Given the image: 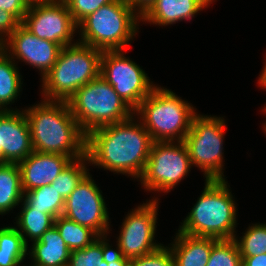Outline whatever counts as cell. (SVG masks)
Segmentation results:
<instances>
[{
	"label": "cell",
	"mask_w": 266,
	"mask_h": 266,
	"mask_svg": "<svg viewBox=\"0 0 266 266\" xmlns=\"http://www.w3.org/2000/svg\"><path fill=\"white\" fill-rule=\"evenodd\" d=\"M105 125L86 135L89 163L111 172L140 179L152 146L150 134L137 116Z\"/></svg>",
	"instance_id": "6da1fadb"
},
{
	"label": "cell",
	"mask_w": 266,
	"mask_h": 266,
	"mask_svg": "<svg viewBox=\"0 0 266 266\" xmlns=\"http://www.w3.org/2000/svg\"><path fill=\"white\" fill-rule=\"evenodd\" d=\"M33 150L65 155L76 160L86 155V134L66 101L41 100L24 109Z\"/></svg>",
	"instance_id": "7a4b0ae2"
},
{
	"label": "cell",
	"mask_w": 266,
	"mask_h": 266,
	"mask_svg": "<svg viewBox=\"0 0 266 266\" xmlns=\"http://www.w3.org/2000/svg\"><path fill=\"white\" fill-rule=\"evenodd\" d=\"M225 180H205V187L178 231L193 236L234 239L236 202Z\"/></svg>",
	"instance_id": "3957f363"
},
{
	"label": "cell",
	"mask_w": 266,
	"mask_h": 266,
	"mask_svg": "<svg viewBox=\"0 0 266 266\" xmlns=\"http://www.w3.org/2000/svg\"><path fill=\"white\" fill-rule=\"evenodd\" d=\"M191 103L173 91L156 86L134 111L153 142L184 141L193 117L197 114Z\"/></svg>",
	"instance_id": "277c9868"
},
{
	"label": "cell",
	"mask_w": 266,
	"mask_h": 266,
	"mask_svg": "<svg viewBox=\"0 0 266 266\" xmlns=\"http://www.w3.org/2000/svg\"><path fill=\"white\" fill-rule=\"evenodd\" d=\"M102 52L79 42L63 47L52 69L41 78L43 100L67 101L80 87L97 78Z\"/></svg>",
	"instance_id": "5b68a950"
},
{
	"label": "cell",
	"mask_w": 266,
	"mask_h": 266,
	"mask_svg": "<svg viewBox=\"0 0 266 266\" xmlns=\"http://www.w3.org/2000/svg\"><path fill=\"white\" fill-rule=\"evenodd\" d=\"M139 21L141 17L126 0H115L77 24L81 32L77 42L102 51L125 50L139 30Z\"/></svg>",
	"instance_id": "8992f818"
},
{
	"label": "cell",
	"mask_w": 266,
	"mask_h": 266,
	"mask_svg": "<svg viewBox=\"0 0 266 266\" xmlns=\"http://www.w3.org/2000/svg\"><path fill=\"white\" fill-rule=\"evenodd\" d=\"M66 102L86 135L96 128L124 121L134 114V110L100 75L80 87Z\"/></svg>",
	"instance_id": "52a82bcc"
},
{
	"label": "cell",
	"mask_w": 266,
	"mask_h": 266,
	"mask_svg": "<svg viewBox=\"0 0 266 266\" xmlns=\"http://www.w3.org/2000/svg\"><path fill=\"white\" fill-rule=\"evenodd\" d=\"M223 117L196 114L185 136L192 166L204 172L205 180H225L223 174Z\"/></svg>",
	"instance_id": "ba28073f"
},
{
	"label": "cell",
	"mask_w": 266,
	"mask_h": 266,
	"mask_svg": "<svg viewBox=\"0 0 266 266\" xmlns=\"http://www.w3.org/2000/svg\"><path fill=\"white\" fill-rule=\"evenodd\" d=\"M191 166L183 141L153 142L139 180L147 191L168 193L187 176Z\"/></svg>",
	"instance_id": "9c48e42d"
},
{
	"label": "cell",
	"mask_w": 266,
	"mask_h": 266,
	"mask_svg": "<svg viewBox=\"0 0 266 266\" xmlns=\"http://www.w3.org/2000/svg\"><path fill=\"white\" fill-rule=\"evenodd\" d=\"M124 50H104L100 59V76L104 78L121 99L134 111L152 92V84L146 72L126 58Z\"/></svg>",
	"instance_id": "30bf717a"
},
{
	"label": "cell",
	"mask_w": 266,
	"mask_h": 266,
	"mask_svg": "<svg viewBox=\"0 0 266 266\" xmlns=\"http://www.w3.org/2000/svg\"><path fill=\"white\" fill-rule=\"evenodd\" d=\"M22 24L38 38L57 43L62 48L77 43L73 42L77 24L64 0L30 3Z\"/></svg>",
	"instance_id": "8fae6325"
},
{
	"label": "cell",
	"mask_w": 266,
	"mask_h": 266,
	"mask_svg": "<svg viewBox=\"0 0 266 266\" xmlns=\"http://www.w3.org/2000/svg\"><path fill=\"white\" fill-rule=\"evenodd\" d=\"M148 201L132 209L123 219L116 242L123 256L128 259L149 254L163 245L154 241L159 208L158 198Z\"/></svg>",
	"instance_id": "7c38bea8"
},
{
	"label": "cell",
	"mask_w": 266,
	"mask_h": 266,
	"mask_svg": "<svg viewBox=\"0 0 266 266\" xmlns=\"http://www.w3.org/2000/svg\"><path fill=\"white\" fill-rule=\"evenodd\" d=\"M104 198L88 173L65 199L63 216L90 228L98 236L108 235L110 220Z\"/></svg>",
	"instance_id": "4fadbf2b"
},
{
	"label": "cell",
	"mask_w": 266,
	"mask_h": 266,
	"mask_svg": "<svg viewBox=\"0 0 266 266\" xmlns=\"http://www.w3.org/2000/svg\"><path fill=\"white\" fill-rule=\"evenodd\" d=\"M11 58L22 60L41 72L43 78L56 63L62 47L46 39L38 38L22 23L0 45Z\"/></svg>",
	"instance_id": "5bb4252c"
},
{
	"label": "cell",
	"mask_w": 266,
	"mask_h": 266,
	"mask_svg": "<svg viewBox=\"0 0 266 266\" xmlns=\"http://www.w3.org/2000/svg\"><path fill=\"white\" fill-rule=\"evenodd\" d=\"M0 150H3L4 164H18L34 151L24 110L5 111L1 115Z\"/></svg>",
	"instance_id": "9a60e30c"
},
{
	"label": "cell",
	"mask_w": 266,
	"mask_h": 266,
	"mask_svg": "<svg viewBox=\"0 0 266 266\" xmlns=\"http://www.w3.org/2000/svg\"><path fill=\"white\" fill-rule=\"evenodd\" d=\"M72 160L65 155L33 151L18 163L23 192L50 185Z\"/></svg>",
	"instance_id": "2e32d148"
},
{
	"label": "cell",
	"mask_w": 266,
	"mask_h": 266,
	"mask_svg": "<svg viewBox=\"0 0 266 266\" xmlns=\"http://www.w3.org/2000/svg\"><path fill=\"white\" fill-rule=\"evenodd\" d=\"M214 0H156L141 16L142 22L167 26L190 20Z\"/></svg>",
	"instance_id": "e0dca14e"
},
{
	"label": "cell",
	"mask_w": 266,
	"mask_h": 266,
	"mask_svg": "<svg viewBox=\"0 0 266 266\" xmlns=\"http://www.w3.org/2000/svg\"><path fill=\"white\" fill-rule=\"evenodd\" d=\"M219 239L177 232L170 246L176 266H206L212 246Z\"/></svg>",
	"instance_id": "ac0fdd59"
},
{
	"label": "cell",
	"mask_w": 266,
	"mask_h": 266,
	"mask_svg": "<svg viewBox=\"0 0 266 266\" xmlns=\"http://www.w3.org/2000/svg\"><path fill=\"white\" fill-rule=\"evenodd\" d=\"M28 254L37 266H67L70 250L59 234L56 226L48 229L40 238L32 242Z\"/></svg>",
	"instance_id": "d6986e66"
},
{
	"label": "cell",
	"mask_w": 266,
	"mask_h": 266,
	"mask_svg": "<svg viewBox=\"0 0 266 266\" xmlns=\"http://www.w3.org/2000/svg\"><path fill=\"white\" fill-rule=\"evenodd\" d=\"M21 173L17 163L0 164V215L22 203Z\"/></svg>",
	"instance_id": "ffe728a7"
},
{
	"label": "cell",
	"mask_w": 266,
	"mask_h": 266,
	"mask_svg": "<svg viewBox=\"0 0 266 266\" xmlns=\"http://www.w3.org/2000/svg\"><path fill=\"white\" fill-rule=\"evenodd\" d=\"M22 76L15 60L0 48V107L5 111H14L7 105L14 103L22 89Z\"/></svg>",
	"instance_id": "44dd1931"
},
{
	"label": "cell",
	"mask_w": 266,
	"mask_h": 266,
	"mask_svg": "<svg viewBox=\"0 0 266 266\" xmlns=\"http://www.w3.org/2000/svg\"><path fill=\"white\" fill-rule=\"evenodd\" d=\"M22 210L16 219V229L22 235L24 242L28 245V239L34 242L52 226H54V218L47 213L40 212L38 209H31L22 200Z\"/></svg>",
	"instance_id": "7402d4cb"
},
{
	"label": "cell",
	"mask_w": 266,
	"mask_h": 266,
	"mask_svg": "<svg viewBox=\"0 0 266 266\" xmlns=\"http://www.w3.org/2000/svg\"><path fill=\"white\" fill-rule=\"evenodd\" d=\"M23 201L31 209L50 214L54 219L63 215L65 199L51 184L24 192Z\"/></svg>",
	"instance_id": "603a6c76"
},
{
	"label": "cell",
	"mask_w": 266,
	"mask_h": 266,
	"mask_svg": "<svg viewBox=\"0 0 266 266\" xmlns=\"http://www.w3.org/2000/svg\"><path fill=\"white\" fill-rule=\"evenodd\" d=\"M54 225L70 251L83 249L98 237L90 228L82 226L63 215L54 220Z\"/></svg>",
	"instance_id": "cb8c5ba5"
},
{
	"label": "cell",
	"mask_w": 266,
	"mask_h": 266,
	"mask_svg": "<svg viewBox=\"0 0 266 266\" xmlns=\"http://www.w3.org/2000/svg\"><path fill=\"white\" fill-rule=\"evenodd\" d=\"M86 163L90 164L86 155L72 160L51 183V186L55 188L64 199L74 191L77 185L89 173Z\"/></svg>",
	"instance_id": "d4e9b609"
},
{
	"label": "cell",
	"mask_w": 266,
	"mask_h": 266,
	"mask_svg": "<svg viewBox=\"0 0 266 266\" xmlns=\"http://www.w3.org/2000/svg\"><path fill=\"white\" fill-rule=\"evenodd\" d=\"M244 235L234 237L241 257H253L266 254V223H255L247 228Z\"/></svg>",
	"instance_id": "484cf974"
},
{
	"label": "cell",
	"mask_w": 266,
	"mask_h": 266,
	"mask_svg": "<svg viewBox=\"0 0 266 266\" xmlns=\"http://www.w3.org/2000/svg\"><path fill=\"white\" fill-rule=\"evenodd\" d=\"M206 266H242V258L235 239H219L212 246Z\"/></svg>",
	"instance_id": "4316f807"
},
{
	"label": "cell",
	"mask_w": 266,
	"mask_h": 266,
	"mask_svg": "<svg viewBox=\"0 0 266 266\" xmlns=\"http://www.w3.org/2000/svg\"><path fill=\"white\" fill-rule=\"evenodd\" d=\"M102 256V236H98L87 247L71 251L67 266H101Z\"/></svg>",
	"instance_id": "83f0119b"
},
{
	"label": "cell",
	"mask_w": 266,
	"mask_h": 266,
	"mask_svg": "<svg viewBox=\"0 0 266 266\" xmlns=\"http://www.w3.org/2000/svg\"><path fill=\"white\" fill-rule=\"evenodd\" d=\"M129 266H176L170 247L160 248L146 255L130 259Z\"/></svg>",
	"instance_id": "f1b7e54d"
},
{
	"label": "cell",
	"mask_w": 266,
	"mask_h": 266,
	"mask_svg": "<svg viewBox=\"0 0 266 266\" xmlns=\"http://www.w3.org/2000/svg\"><path fill=\"white\" fill-rule=\"evenodd\" d=\"M73 21L78 24L89 14L97 11L101 6L110 4L115 0H64Z\"/></svg>",
	"instance_id": "f546056e"
},
{
	"label": "cell",
	"mask_w": 266,
	"mask_h": 266,
	"mask_svg": "<svg viewBox=\"0 0 266 266\" xmlns=\"http://www.w3.org/2000/svg\"><path fill=\"white\" fill-rule=\"evenodd\" d=\"M0 250L11 252H27L28 245L16 227L0 228Z\"/></svg>",
	"instance_id": "4dcf8cb0"
},
{
	"label": "cell",
	"mask_w": 266,
	"mask_h": 266,
	"mask_svg": "<svg viewBox=\"0 0 266 266\" xmlns=\"http://www.w3.org/2000/svg\"><path fill=\"white\" fill-rule=\"evenodd\" d=\"M107 235L102 236V265L101 266H129L130 259L123 256L122 251L117 243V249L110 246Z\"/></svg>",
	"instance_id": "1f68e13d"
},
{
	"label": "cell",
	"mask_w": 266,
	"mask_h": 266,
	"mask_svg": "<svg viewBox=\"0 0 266 266\" xmlns=\"http://www.w3.org/2000/svg\"><path fill=\"white\" fill-rule=\"evenodd\" d=\"M20 24L21 22L13 14L0 10V45Z\"/></svg>",
	"instance_id": "d6a6232c"
},
{
	"label": "cell",
	"mask_w": 266,
	"mask_h": 266,
	"mask_svg": "<svg viewBox=\"0 0 266 266\" xmlns=\"http://www.w3.org/2000/svg\"><path fill=\"white\" fill-rule=\"evenodd\" d=\"M29 4L28 0H0V10L13 14L22 23Z\"/></svg>",
	"instance_id": "836d02e7"
},
{
	"label": "cell",
	"mask_w": 266,
	"mask_h": 266,
	"mask_svg": "<svg viewBox=\"0 0 266 266\" xmlns=\"http://www.w3.org/2000/svg\"><path fill=\"white\" fill-rule=\"evenodd\" d=\"M27 252H11L0 250V266H19L23 263Z\"/></svg>",
	"instance_id": "e575fe53"
},
{
	"label": "cell",
	"mask_w": 266,
	"mask_h": 266,
	"mask_svg": "<svg viewBox=\"0 0 266 266\" xmlns=\"http://www.w3.org/2000/svg\"><path fill=\"white\" fill-rule=\"evenodd\" d=\"M132 9L141 17L156 0H126Z\"/></svg>",
	"instance_id": "d590c367"
},
{
	"label": "cell",
	"mask_w": 266,
	"mask_h": 266,
	"mask_svg": "<svg viewBox=\"0 0 266 266\" xmlns=\"http://www.w3.org/2000/svg\"><path fill=\"white\" fill-rule=\"evenodd\" d=\"M242 266H266V254L253 257H241Z\"/></svg>",
	"instance_id": "8d00e7d4"
},
{
	"label": "cell",
	"mask_w": 266,
	"mask_h": 266,
	"mask_svg": "<svg viewBox=\"0 0 266 266\" xmlns=\"http://www.w3.org/2000/svg\"><path fill=\"white\" fill-rule=\"evenodd\" d=\"M266 60V59H265ZM264 68L262 70V72L260 73V77L258 79V83L260 84V87H262L263 89H266V62L264 63Z\"/></svg>",
	"instance_id": "74e56055"
},
{
	"label": "cell",
	"mask_w": 266,
	"mask_h": 266,
	"mask_svg": "<svg viewBox=\"0 0 266 266\" xmlns=\"http://www.w3.org/2000/svg\"><path fill=\"white\" fill-rule=\"evenodd\" d=\"M0 164H4L3 150H0Z\"/></svg>",
	"instance_id": "f35d334b"
},
{
	"label": "cell",
	"mask_w": 266,
	"mask_h": 266,
	"mask_svg": "<svg viewBox=\"0 0 266 266\" xmlns=\"http://www.w3.org/2000/svg\"><path fill=\"white\" fill-rule=\"evenodd\" d=\"M263 111L266 114V106H264ZM263 129H264V133L266 134V122H265V125L263 126Z\"/></svg>",
	"instance_id": "ab89813d"
},
{
	"label": "cell",
	"mask_w": 266,
	"mask_h": 266,
	"mask_svg": "<svg viewBox=\"0 0 266 266\" xmlns=\"http://www.w3.org/2000/svg\"><path fill=\"white\" fill-rule=\"evenodd\" d=\"M4 112H5V110H4L2 107H0V117H1V115H2Z\"/></svg>",
	"instance_id": "60d3db41"
},
{
	"label": "cell",
	"mask_w": 266,
	"mask_h": 266,
	"mask_svg": "<svg viewBox=\"0 0 266 266\" xmlns=\"http://www.w3.org/2000/svg\"><path fill=\"white\" fill-rule=\"evenodd\" d=\"M30 3L37 2V1H42V0H28Z\"/></svg>",
	"instance_id": "b9f144b4"
}]
</instances>
